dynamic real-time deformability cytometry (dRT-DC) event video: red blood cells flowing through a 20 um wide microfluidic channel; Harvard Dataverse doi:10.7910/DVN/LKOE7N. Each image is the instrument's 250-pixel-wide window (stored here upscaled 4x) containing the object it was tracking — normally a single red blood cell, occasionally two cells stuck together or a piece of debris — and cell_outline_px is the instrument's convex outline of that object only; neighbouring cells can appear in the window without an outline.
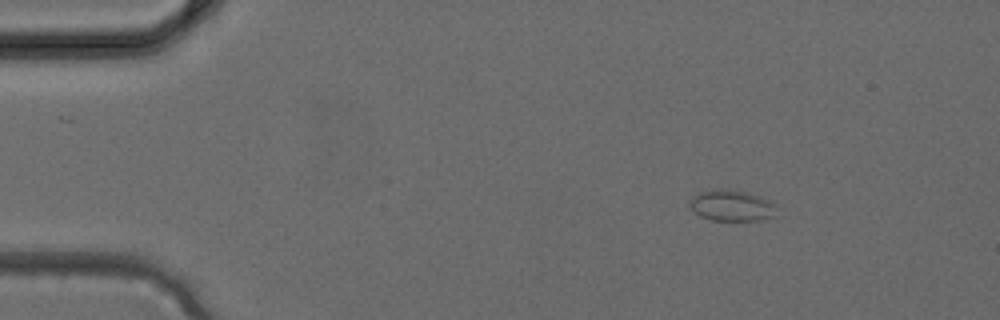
{"species": "common noctule bat (a hibernating species)", "species_latin": "Nyctalus noctula", "temperature_condition": "cold", "stored_images_in_passage": 1, "camera_frame_rate_fps": 3000, "um_per_image_px": 0.085, "animal": {"sex": "female", "body_mass_g": 24.6, "forearm_length_mm": 56.2}, "frame": {"image": 1, "passage_image": 1, "time_ms": 0.0, "image_size_px": [1000, 320], "cell_outline_px": [[776, 216], [760, 220], [712, 220], [700, 216], [692, 208], [688, 200], [692, 196], [700, 192], [720, 188], [728, 188], [760, 196], [772, 200], [776, 204]], "centroid_in_image_um": [62.23, 17.46], "position_along_channel_um": 22.8, "area_um2": 15.9}}